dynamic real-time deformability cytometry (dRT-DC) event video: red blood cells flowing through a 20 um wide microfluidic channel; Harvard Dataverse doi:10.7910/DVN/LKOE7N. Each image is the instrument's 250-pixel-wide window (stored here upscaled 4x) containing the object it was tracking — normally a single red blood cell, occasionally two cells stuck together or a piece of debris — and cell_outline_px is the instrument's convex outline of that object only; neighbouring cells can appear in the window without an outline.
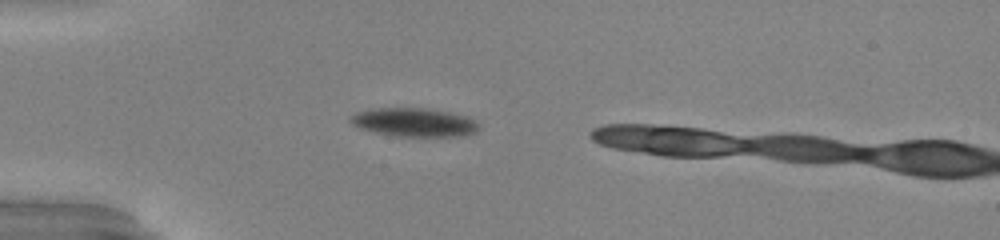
{"species": "common noctule bat (a hibernating species)", "species_latin": "Nyctalus noctula", "temperature_condition": "warm", "stored_images_in_passage": 31, "camera_frame_rate_fps": 3000, "um_per_image_px": 0.085, "animal": {"sex": "male", "body_mass_g": 20.0, "forearm_length_mm": 53.3}, "frame": {"image": 1, "passage_image": 18, "time_ms": 5.667, "image_size_px": [1000, 240], "cell_outline_px": [[476, 128], [472, 132], [452, 136], [396, 136], [376, 132], [360, 128], [352, 124], [352, 116], [356, 112], [376, 108], [424, 108], [448, 112], [464, 116], [472, 120], [476, 124]], "centroid_in_image_um": [35.11, 10.38], "position_along_channel_um": 49.9, "area_um2": 20.58}}